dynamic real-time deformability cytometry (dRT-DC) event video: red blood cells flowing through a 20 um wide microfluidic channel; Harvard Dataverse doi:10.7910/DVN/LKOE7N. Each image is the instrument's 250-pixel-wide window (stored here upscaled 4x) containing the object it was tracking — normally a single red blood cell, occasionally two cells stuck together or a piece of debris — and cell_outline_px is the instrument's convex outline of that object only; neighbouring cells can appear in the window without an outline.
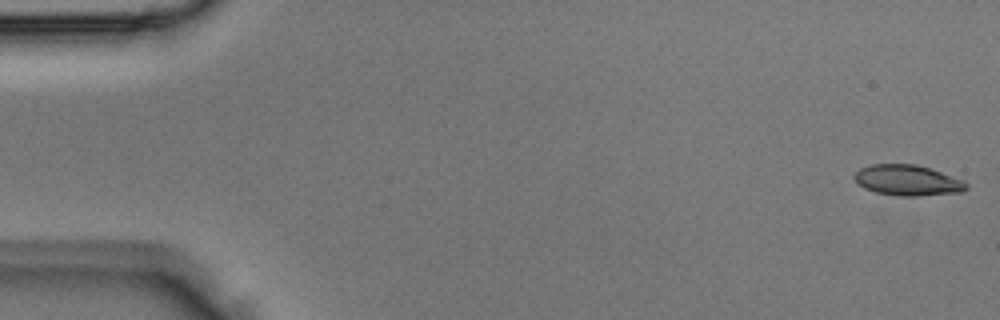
{"species": "Egyptian fruit bat (a non-hibernating species)", "species_latin": "Rousettus aegyptiacus", "temperature_condition": "room temperature", "stored_images_in_passage": 5, "camera_frame_rate_fps": 3000, "um_per_image_px": 0.085, "animal": {"sex": "male"}, "frame": {"image": 1, "passage_image": 1, "time_ms": 0.0, "image_size_px": [1000, 320], "cell_outline_px": [[968, 188], [964, 192], [920, 196], [900, 196], [876, 192], [864, 188], [856, 184], [852, 176], [860, 168], [872, 164], [916, 164], [964, 180], [968, 184]], "centroid_in_image_um": [77.14, 15.33], "position_along_channel_um": 7.9, "area_um2": 20.17}}